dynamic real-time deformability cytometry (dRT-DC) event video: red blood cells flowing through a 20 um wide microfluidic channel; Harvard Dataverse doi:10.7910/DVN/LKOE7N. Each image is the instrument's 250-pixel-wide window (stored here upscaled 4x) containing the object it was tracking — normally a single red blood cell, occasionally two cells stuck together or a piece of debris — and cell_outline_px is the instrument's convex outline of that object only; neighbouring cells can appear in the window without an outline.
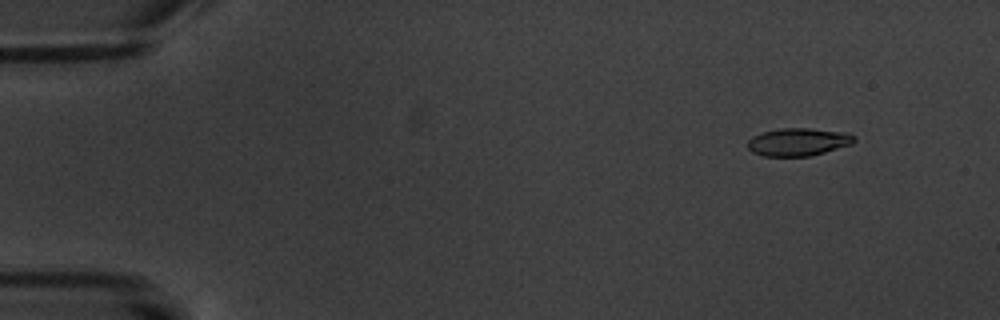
{"species": "common noctule bat (a hibernating species)", "species_latin": "Nyctalus noctula", "temperature_condition": "warm", "stored_images_in_passage": 16, "camera_frame_rate_fps": 3000, "um_per_image_px": 0.085, "animal": {"sex": "male", "body_mass_g": 20.1, "forearm_length_mm": 53.5}, "frame": {"image": 1, "passage_image": 2, "time_ms": 1.0, "image_size_px": [1000, 320], "cell_outline_px": [[856, 140], [852, 144], [824, 152], [808, 156], [764, 156], [752, 152], [748, 148], [748, 140], [752, 136], [764, 132], [780, 128], [808, 128], [848, 132], [856, 136]], "centroid_in_image_um": [67.87, 12.05], "position_along_channel_um": 17.1, "area_um2": 17.28}}
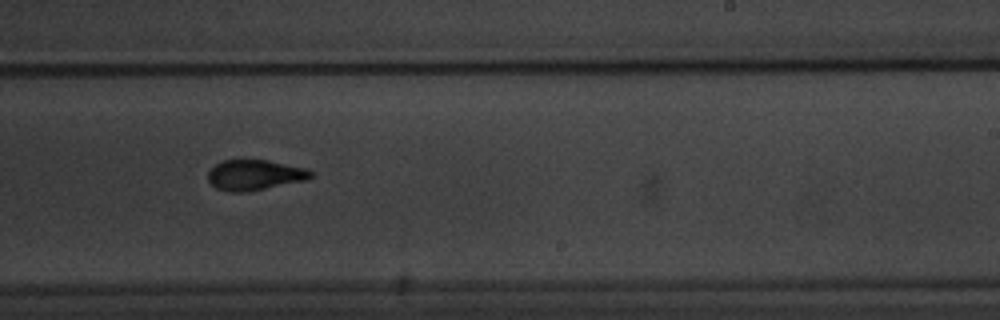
{"frame": {"image": 2, "passage_image": 10, "time_ms": 11.333, "image_size_px": [1000, 320], "cell_outline_px": [[312, 176], [308, 180], [248, 192], [228, 192], [216, 188], [208, 180], [208, 172], [220, 160], [240, 156], [244, 156], [268, 160], [304, 168], [312, 172]], "centroid_in_image_um": [21.6, 14.83], "position_along_channel_um": 267.4, "area_um2": 19.02}}
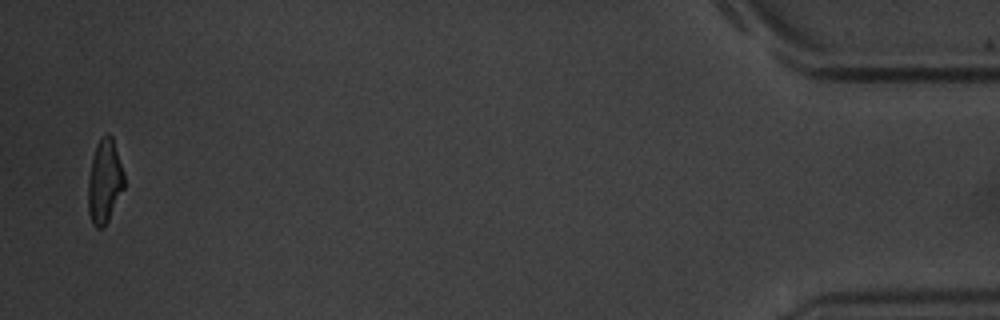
{"frame": {"image": 3, "passage_image": 16, "time_ms": 18.333, "image_size_px": [1000, 320], "cell_outline_px": [[124, 188], [104, 228], [96, 228], [92, 224], [88, 212], [88, 176], [96, 144], [108, 132], [112, 136], [124, 172]], "centroid_in_image_um": [8.88, 15.44], "position_along_channel_um": 426.3, "area_um2": 17.63}, "authors_computed_cell_mechanics": {"area_um2": 18.5538, "velocity_mm_per_s": 3.4472, "shape_relaxation_time_tau1_ms": 2.5107, "shape_relaxation_time_tau2_ms": 0.8548, "deformation_change_tau1": 0.1359, "deformation_change_tau2": 0.0574}}